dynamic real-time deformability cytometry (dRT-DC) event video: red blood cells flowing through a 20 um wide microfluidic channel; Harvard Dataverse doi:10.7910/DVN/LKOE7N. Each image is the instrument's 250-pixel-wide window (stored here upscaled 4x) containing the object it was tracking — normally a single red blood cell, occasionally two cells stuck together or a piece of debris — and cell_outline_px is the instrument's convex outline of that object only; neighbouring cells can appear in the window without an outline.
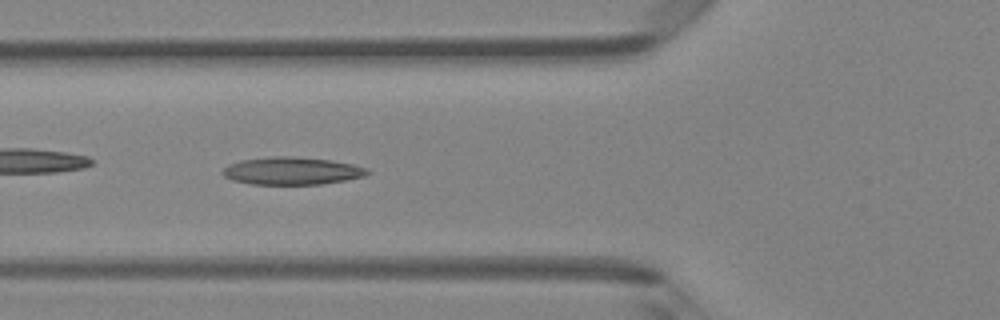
{"species": "Egyptian fruit bat (a non-hibernating species)", "species_latin": "Rousettus aegyptiacus", "temperature_condition": "room temperature", "stored_images_in_passage": 34, "camera_frame_rate_fps": 3000, "um_per_image_px": 0.085, "animal": {"sex": "female"}, "frame": {"image": 1, "passage_image": 4, "time_ms": 1.0, "image_size_px": [1000, 320], "cell_outline_px": [[372, 172], [364, 176], [344, 180], [320, 184], [252, 184], [232, 180], [224, 176], [220, 172], [228, 164], [240, 160], [276, 156], [288, 156], [328, 160], [352, 164], [368, 168]], "centroid_in_image_um": [24.79, 14.53], "position_along_channel_um": 101.0, "area_um2": 23.12}}
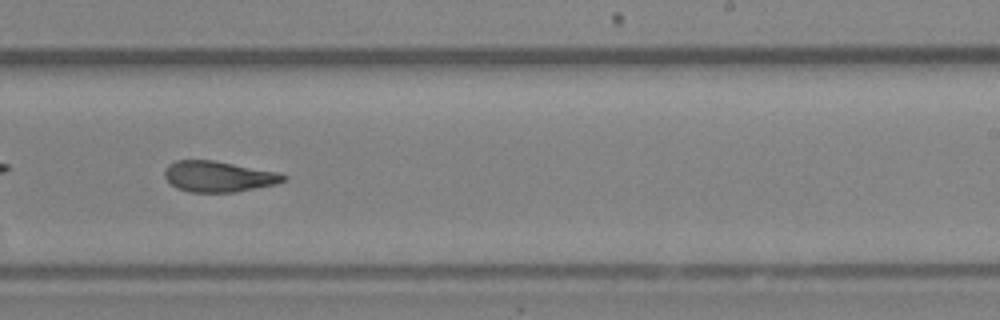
{"frame": {"image": 2, "passage_image": 16, "time_ms": 5.0, "image_size_px": [1000, 320], "cell_outline_px": [[288, 180], [276, 184], [236, 192], [192, 192], [176, 188], [164, 176], [164, 172], [168, 164], [176, 160], [212, 160], [276, 172], [288, 176]], "centroid_in_image_um": [18.57, 15.01], "position_along_channel_um": 270.4, "area_um2": 21.21}}
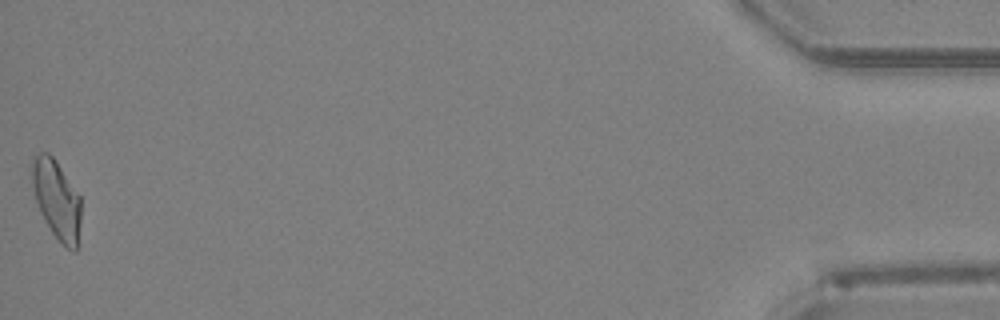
{"frame": {"image": 3, "passage_image": 34, "time_ms": 11.0, "image_size_px": [1000, 320], "cell_outline_px": [[80, 220], [76, 252], [68, 248], [52, 232], [40, 212], [36, 200], [32, 184], [32, 156], [40, 152], [48, 152], [56, 160], [80, 196]], "centroid_in_image_um": [4.8, 16.9], "position_along_channel_um": 430.4, "area_um2": 22.2}, "authors_computed_cell_mechanics": {"area_um2": 21.9062, "velocity_mm_per_s": 4.2512, "shape_relaxation_time_tau1_ms": null, "shape_relaxation_time_tau2_ms": 2.958, "deformation_change_tau1": null, "deformation_change_tau2": 0.1093}}